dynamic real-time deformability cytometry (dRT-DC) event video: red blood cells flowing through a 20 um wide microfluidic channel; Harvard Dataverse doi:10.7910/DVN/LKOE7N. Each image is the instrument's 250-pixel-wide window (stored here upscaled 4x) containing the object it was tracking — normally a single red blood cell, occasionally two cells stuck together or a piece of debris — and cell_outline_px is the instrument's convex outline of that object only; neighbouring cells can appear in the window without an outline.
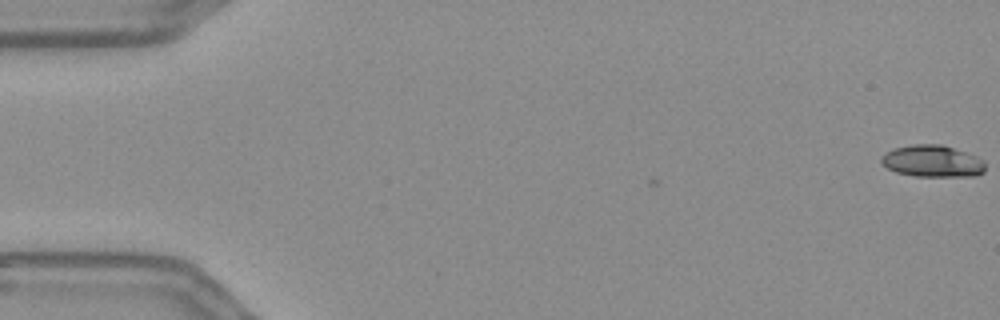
{"species": "Egyptian fruit bat (a non-hibernating species)", "species_latin": "Rousettus aegyptiacus", "temperature_condition": "warm", "stored_images_in_passage": 2, "camera_frame_rate_fps": 3000, "um_per_image_px": 0.085, "frame": {"image": 1, "passage_image": 2, "time_ms": 0.333, "image_size_px": [1000, 320], "cell_outline_px": [[984, 172], [976, 176], [916, 176], [896, 172], [880, 164], [880, 156], [884, 152], [892, 148], [912, 144], [940, 144], [976, 156], [984, 160]], "centroid_in_image_um": [79.2, 13.69], "position_along_channel_um": 5.8, "area_um2": 19.42}}